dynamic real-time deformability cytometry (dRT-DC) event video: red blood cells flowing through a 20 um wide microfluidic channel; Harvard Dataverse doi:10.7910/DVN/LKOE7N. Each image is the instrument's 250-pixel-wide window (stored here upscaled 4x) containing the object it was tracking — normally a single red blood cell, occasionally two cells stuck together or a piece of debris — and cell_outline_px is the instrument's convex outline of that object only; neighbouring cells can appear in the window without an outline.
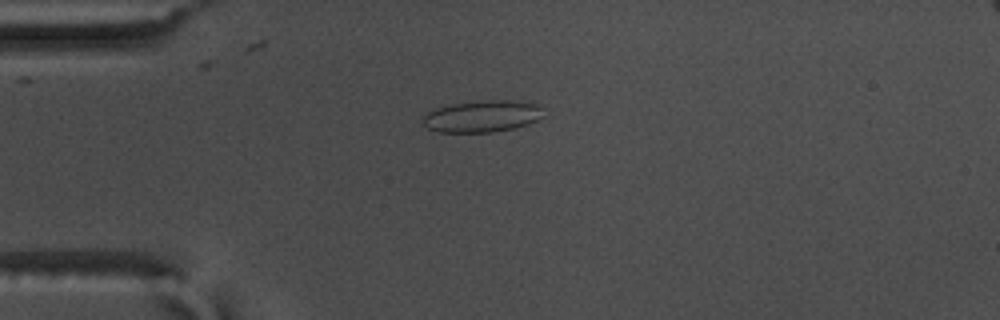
{"species": "common noctule bat (a hibernating species)", "species_latin": "Nyctalus noctula", "temperature_condition": "warm", "stored_images_in_passage": 43, "camera_frame_rate_fps": 3000, "um_per_image_px": 0.085, "animal": {"sex": "male", "body_mass_g": 17.5, "forearm_length_mm": 52.3}, "frame": {"image": 1, "passage_image": 2, "time_ms": 0.333, "image_size_px": [1000, 320], "cell_outline_px": [[544, 116], [528, 124], [516, 128], [492, 132], [436, 132], [428, 128], [424, 124], [424, 116], [428, 112], [436, 108], [452, 104], [488, 100], [520, 100], [536, 104], [540, 108]], "centroid_in_image_um": [41.01, 9.88], "position_along_channel_um": 44.0, "area_um2": 22.25}}
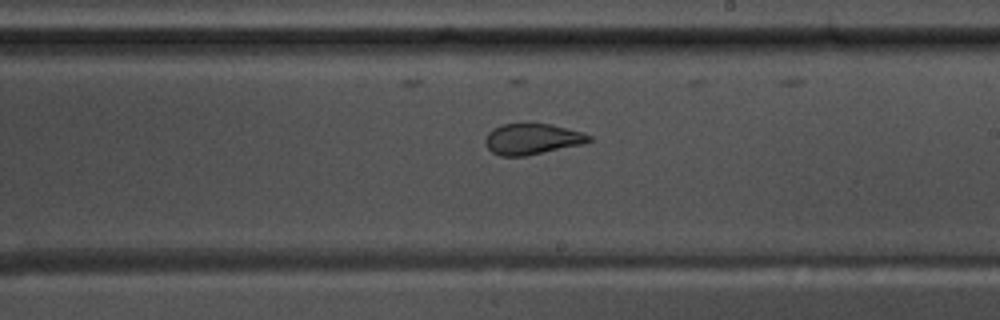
{"frame": {"image": 2, "passage_image": 20, "time_ms": 6.333, "image_size_px": [1000, 320], "cell_outline_px": [[592, 140], [580, 144], [524, 156], [500, 156], [492, 152], [484, 144], [484, 140], [488, 132], [492, 128], [500, 124], [552, 124], [584, 132], [592, 136]], "centroid_in_image_um": [45.2, 11.8], "position_along_channel_um": 243.8, "area_um2": 18.61}}
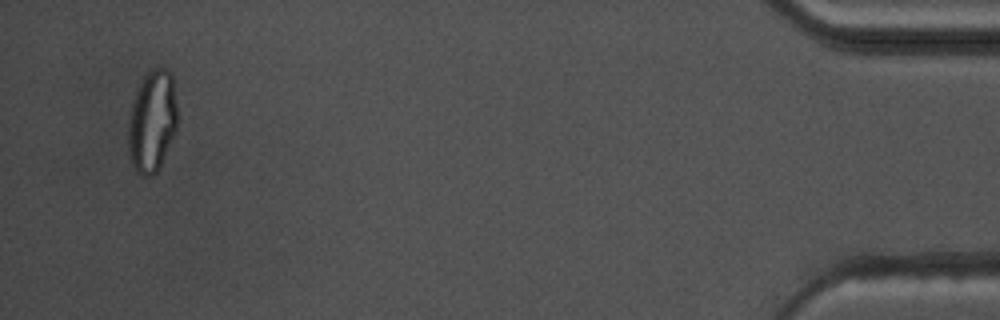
{"frame": {"image": 3, "passage_image": 41, "time_ms": 13.333, "image_size_px": [1000, 320], "cell_outline_px": [[176, 128], [160, 168], [152, 176], [140, 176], [136, 172], [132, 164], [128, 148], [128, 124], [132, 100], [144, 76], [152, 68], [164, 68], [172, 72], [176, 104]], "centroid_in_image_um": [12.92, 10.32], "position_along_channel_um": 422.3, "area_um2": 29.19}, "authors_computed_cell_mechanics": {"area_um2": 20.2878, "velocity_mm_per_s": 3.697, "shape_relaxation_time_tau1_ms": null, "shape_relaxation_time_tau2_ms": 0.8068, "deformation_change_tau1": null, "deformation_change_tau2": 0.0629}}